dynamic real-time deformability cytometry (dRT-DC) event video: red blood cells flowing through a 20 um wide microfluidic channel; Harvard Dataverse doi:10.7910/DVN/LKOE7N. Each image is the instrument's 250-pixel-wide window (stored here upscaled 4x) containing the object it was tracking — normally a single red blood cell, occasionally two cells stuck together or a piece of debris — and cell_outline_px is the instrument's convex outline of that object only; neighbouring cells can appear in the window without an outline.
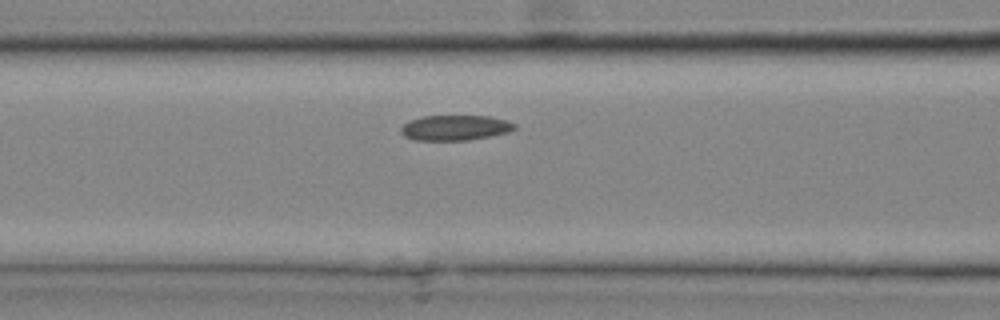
{"species": "common noctule bat (a hibernating species)", "species_latin": "Nyctalus noctula", "temperature_condition": "cold", "stored_images_in_passage": 11, "camera_frame_rate_fps": 3000, "um_per_image_px": 0.085, "animal": {"sex": "male", "body_mass_g": 20.4}, "frame": {"image": 1, "passage_image": 8, "time_ms": 2.333, "image_size_px": [1000, 320], "cell_outline_px": [[516, 128], [508, 132], [468, 140], [412, 140], [404, 136], [400, 132], [400, 128], [404, 124], [412, 120], [424, 116], [488, 116], [504, 120], [516, 124]], "centroid_in_image_um": [38.65, 10.86], "position_along_channel_um": 127.9, "area_um2": 16.53}}